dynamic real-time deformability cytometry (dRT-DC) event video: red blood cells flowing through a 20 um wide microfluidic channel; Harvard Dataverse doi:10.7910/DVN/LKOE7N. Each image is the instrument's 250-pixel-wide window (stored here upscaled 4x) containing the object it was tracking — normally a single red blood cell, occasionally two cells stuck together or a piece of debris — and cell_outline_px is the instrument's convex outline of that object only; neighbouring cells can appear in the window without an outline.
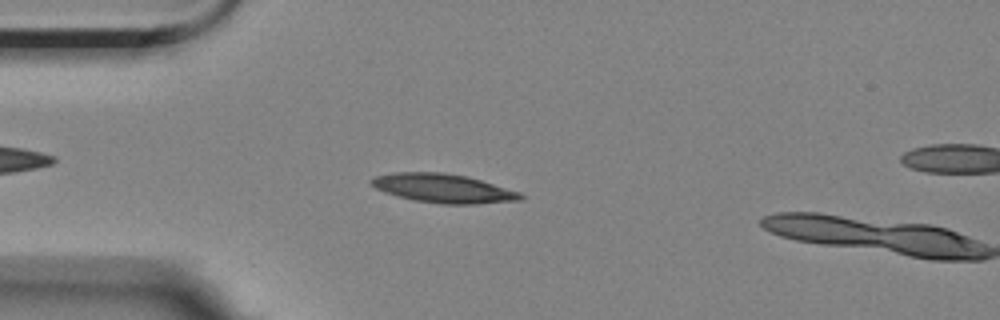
{"species": "Egyptian fruit bat (a non-hibernating species)", "species_latin": "Rousettus aegyptiacus", "temperature_condition": "room temperature", "stored_images_in_passage": 6, "camera_frame_rate_fps": 3000, "um_per_image_px": 0.085, "animal": {"sex": "female"}, "frame": {"image": 1, "passage_image": 5, "time_ms": 4.333, "image_size_px": [1000, 320], "cell_outline_px": [[524, 200], [476, 204], [444, 204], [416, 200], [384, 192], [376, 188], [368, 180], [376, 176], [392, 172], [444, 172], [468, 176], [520, 192], [524, 196]], "centroid_in_image_um": [37.71, 16.0], "position_along_channel_um": 47.3, "area_um2": 25.09}}